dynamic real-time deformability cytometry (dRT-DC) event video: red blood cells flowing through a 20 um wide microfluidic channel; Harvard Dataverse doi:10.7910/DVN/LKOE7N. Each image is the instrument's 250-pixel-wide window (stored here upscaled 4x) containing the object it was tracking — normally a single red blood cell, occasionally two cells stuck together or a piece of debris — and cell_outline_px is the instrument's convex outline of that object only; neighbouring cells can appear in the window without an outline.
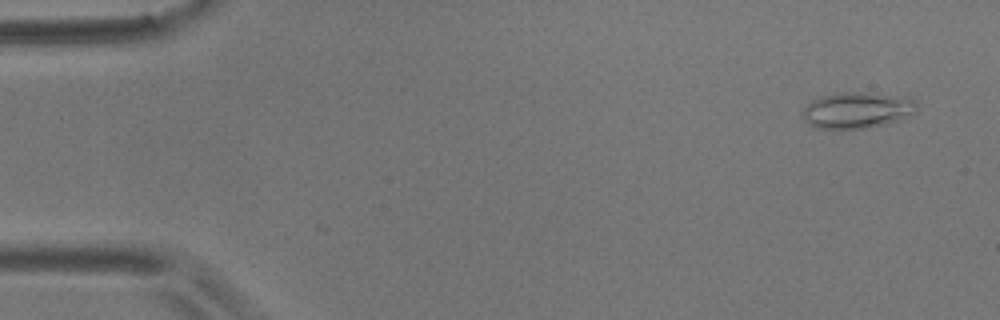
{"species": "common noctule bat (a hibernating species)", "species_latin": "Nyctalus noctula", "temperature_condition": "room temperature", "stored_images_in_passage": 56, "camera_frame_rate_fps": 3000, "um_per_image_px": 0.085, "animal": {"sex": "male", "body_mass_g": 17.9}, "frame": {"image": 1, "passage_image": 3, "time_ms": 0.667, "image_size_px": [1000, 320], "cell_outline_px": [[916, 112], [900, 120], [868, 128], [836, 132], [816, 128], [804, 120], [804, 108], [812, 100], [836, 92], [864, 92], [908, 96], [916, 100]], "centroid_in_image_um": [72.87, 9.4], "position_along_channel_um": 12.1, "area_um2": 24.85}}
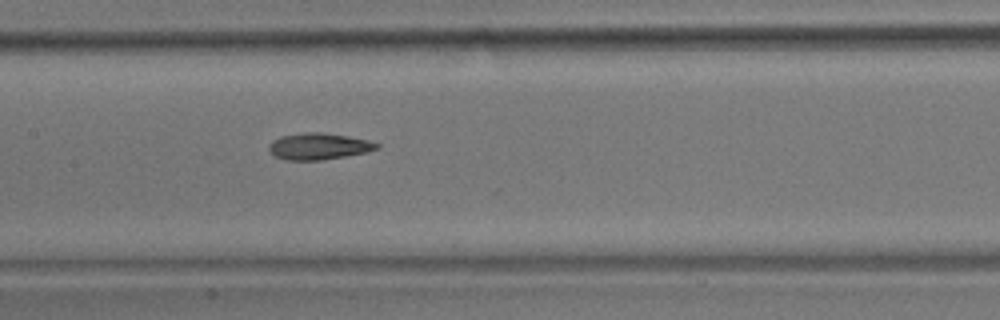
{"frame": {"image": 2, "passage_image": 27, "time_ms": 8.667, "image_size_px": [1000, 320], "cell_outline_px": [[380, 148], [368, 152], [320, 160], [284, 160], [272, 156], [268, 148], [268, 144], [272, 140], [280, 136], [304, 132], [320, 132], [348, 136], [368, 140], [380, 144]], "centroid_in_image_um": [27.05, 12.44], "position_along_channel_um": 180.3, "area_um2": 16.88}}
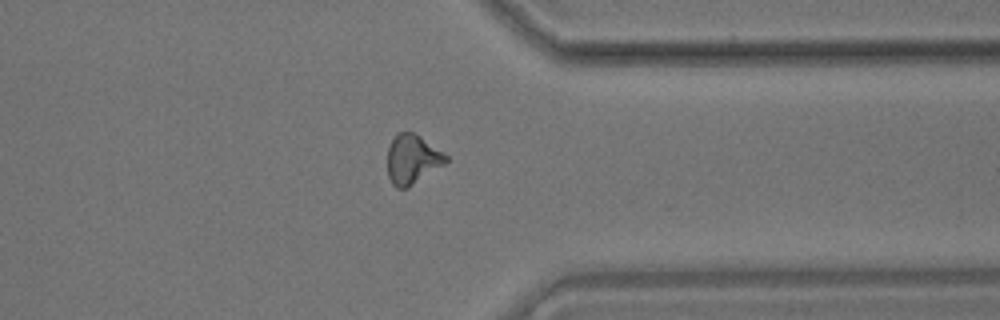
{"frame": {"image": 3, "passage_image": 44, "time_ms": 14.333, "image_size_px": [1000, 320], "cell_outline_px": [[448, 160], [444, 164], [408, 188], [396, 188], [392, 184], [388, 176], [388, 148], [396, 132], [412, 132], [420, 136], [444, 152], [448, 156]], "centroid_in_image_um": [35.04, 13.54], "position_along_channel_um": 376.4, "area_um2": 16.82}, "authors_computed_cell_mechanics": {"area_um2": 16.762, "velocity_mm_per_s": 3.5555, "shape_relaxation_time_tau1_ms": null, "shape_relaxation_time_tau2_ms": 5.5011, "deformation_change_tau1": null, "deformation_change_tau2": 0.1229}}